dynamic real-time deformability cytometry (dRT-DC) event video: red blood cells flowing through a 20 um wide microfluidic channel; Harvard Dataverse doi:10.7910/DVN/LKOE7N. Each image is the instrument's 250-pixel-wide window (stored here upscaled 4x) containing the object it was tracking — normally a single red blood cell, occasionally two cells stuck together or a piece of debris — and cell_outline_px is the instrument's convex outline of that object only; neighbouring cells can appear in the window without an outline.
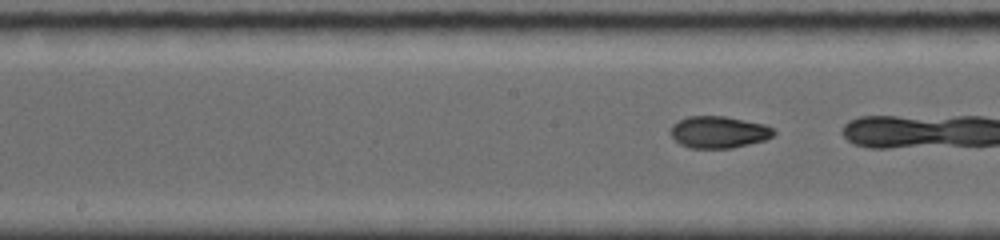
{"species": "common noctule bat (a hibernating species)", "species_latin": "Nyctalus noctula", "temperature_condition": "room temperature", "stored_images_in_passage": 37, "camera_frame_rate_fps": 5000, "um_per_image_px": 0.085, "animal": {"sex": "female", "body_mass_g": 19.0, "forearm_length_mm": 56.7}, "frame": {"image": 1, "passage_image": 22, "time_ms": 3.0, "image_size_px": [1000, 240], "cell_outline_px": [[776, 132], [772, 136], [764, 140], [732, 148], [692, 148], [680, 144], [672, 136], [672, 124], [688, 116], [724, 116], [764, 124], [772, 128]], "centroid_in_image_um": [61.1, 11.23], "position_along_channel_um": 187.1, "area_um2": 18.9}}